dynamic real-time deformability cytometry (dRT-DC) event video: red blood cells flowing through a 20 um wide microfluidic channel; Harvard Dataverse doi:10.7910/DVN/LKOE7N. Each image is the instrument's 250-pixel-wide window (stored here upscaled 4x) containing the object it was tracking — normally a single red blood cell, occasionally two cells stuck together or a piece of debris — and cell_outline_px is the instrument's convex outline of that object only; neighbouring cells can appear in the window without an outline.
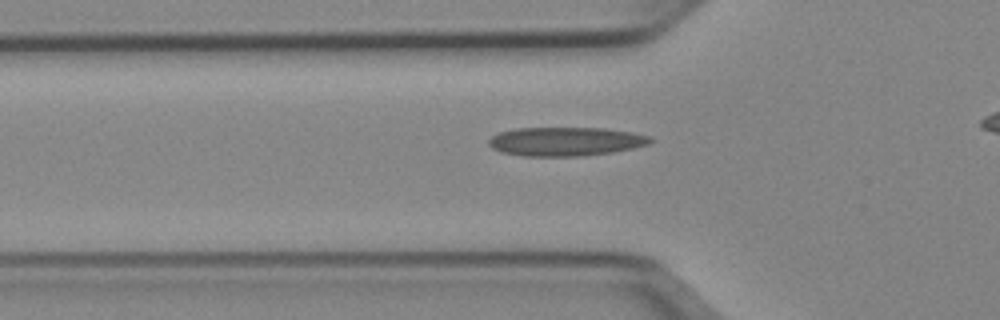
{"species": "Egyptian fruit bat (a non-hibernating species)", "species_latin": "Rousettus aegyptiacus", "temperature_condition": "cold", "stored_images_in_passage": 32, "camera_frame_rate_fps": 3000, "um_per_image_px": 0.085, "animal": {"sex": "female"}, "frame": {"image": 1, "passage_image": 4, "time_ms": 1.0, "image_size_px": [1000, 320], "cell_outline_px": [[656, 140], [648, 144], [632, 148], [612, 152], [584, 156], [524, 156], [500, 152], [492, 148], [488, 144], [488, 140], [496, 132], [516, 128], [604, 128], [632, 132], [652, 136]], "centroid_in_image_um": [48.07, 12.02], "position_along_channel_um": 77.7, "area_um2": 27.46}}
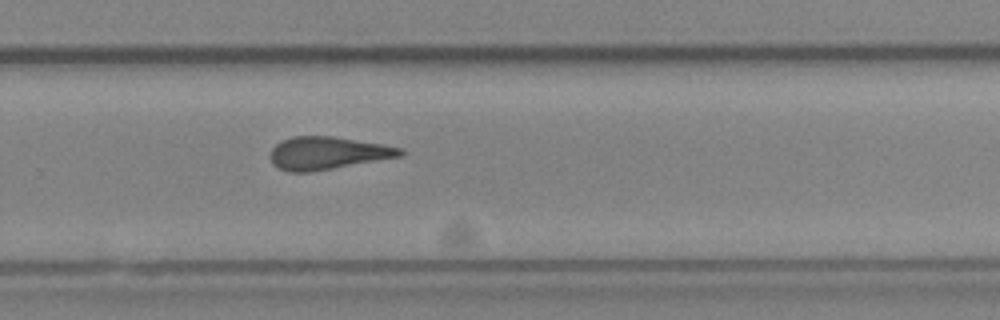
{"frame": {"image": 2, "passage_image": 21, "time_ms": 6.667, "image_size_px": [1000, 320], "cell_outline_px": [[404, 152], [400, 156], [332, 168], [308, 172], [288, 172], [272, 164], [268, 156], [272, 148], [280, 140], [292, 136], [332, 136], [404, 148]], "centroid_in_image_um": [27.76, 13.0], "position_along_channel_um": 302.0, "area_um2": 24.57}}
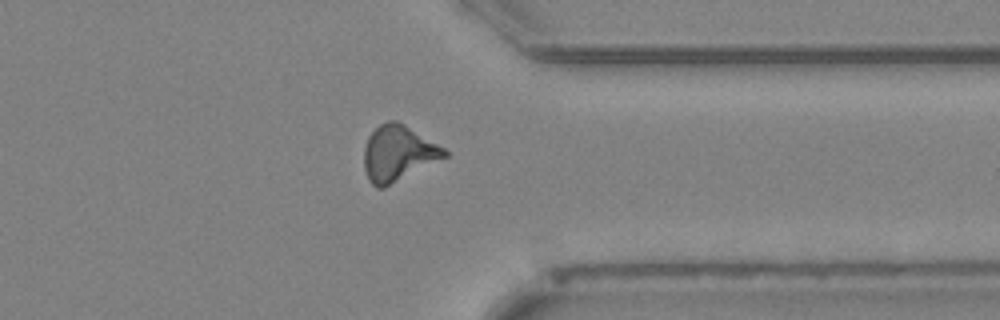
{"frame": {"image": 3, "passage_image": 27, "time_ms": 8.667, "image_size_px": [1000, 320], "cell_outline_px": [[448, 156], [384, 188], [376, 188], [368, 180], [364, 168], [364, 148], [368, 136], [380, 124], [388, 120], [396, 120], [404, 124], [444, 148], [448, 152]], "centroid_in_image_um": [33.82, 13.04], "position_along_channel_um": 377.6, "area_um2": 26.01}, "authors_computed_cell_mechanics": {"area_um2": 24.9696, "velocity_mm_per_s": 3.9721, "shape_relaxation_time_tau1_ms": null, "shape_relaxation_time_tau2_ms": 1.7882, "deformation_change_tau1": null, "deformation_change_tau2": 0.1043}}